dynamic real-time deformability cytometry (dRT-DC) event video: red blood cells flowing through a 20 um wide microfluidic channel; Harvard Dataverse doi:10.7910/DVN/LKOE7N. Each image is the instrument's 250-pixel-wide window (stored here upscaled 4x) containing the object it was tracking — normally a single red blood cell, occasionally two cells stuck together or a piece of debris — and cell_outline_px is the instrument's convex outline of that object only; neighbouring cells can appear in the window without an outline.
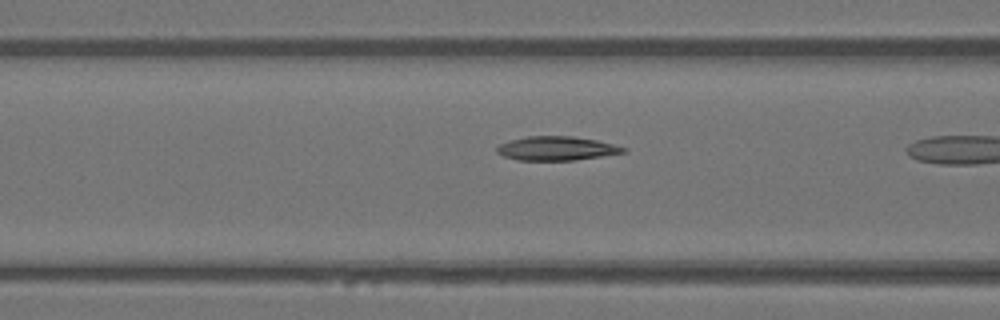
{"species": "Egyptian fruit bat (a non-hibernating species)", "species_latin": "Rousettus aegyptiacus", "temperature_condition": "warm", "stored_images_in_passage": 8, "camera_frame_rate_fps": 3000, "um_per_image_px": 0.085, "animal": {"sex": "female"}, "frame": {"image": 1, "passage_image": 7, "time_ms": 2.0, "image_size_px": [1000, 320], "cell_outline_px": [[628, 152], [576, 160], [520, 160], [504, 156], [496, 152], [496, 148], [500, 144], [512, 140], [528, 136], [572, 136], [596, 140], [628, 148]], "centroid_in_image_um": [47.35, 12.62], "position_along_channel_um": 119.3, "area_um2": 17.57}}